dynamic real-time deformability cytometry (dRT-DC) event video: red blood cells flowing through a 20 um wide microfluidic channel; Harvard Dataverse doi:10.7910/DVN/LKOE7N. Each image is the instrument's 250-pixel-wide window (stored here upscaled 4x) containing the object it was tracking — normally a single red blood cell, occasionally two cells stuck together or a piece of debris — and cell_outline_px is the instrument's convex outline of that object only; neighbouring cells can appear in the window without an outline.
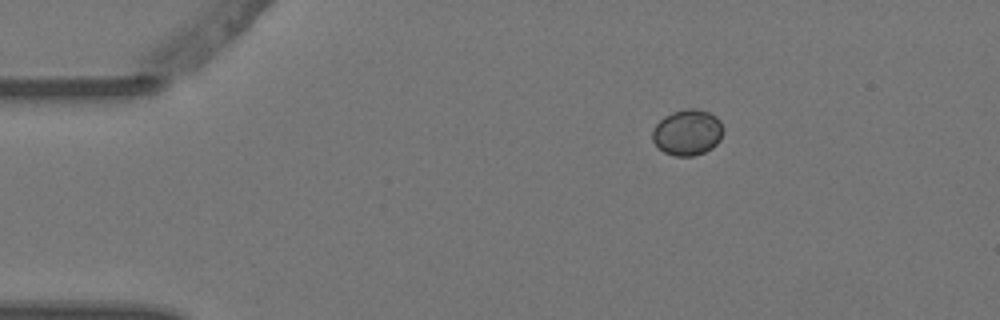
{"species": "Egyptian fruit bat (a non-hibernating species)", "species_latin": "Rousettus aegyptiacus", "temperature_condition": "warm", "stored_images_in_passage": 3, "camera_frame_rate_fps": 3000, "um_per_image_px": 0.085, "animal": {"sex": "female"}, "frame": {"image": 1, "passage_image": 1, "time_ms": 0.0, "image_size_px": [1000, 320], "cell_outline_px": [[724, 128], [720, 140], [712, 148], [704, 152], [692, 156], [676, 156], [664, 152], [652, 140], [652, 132], [656, 124], [664, 116], [672, 112], [688, 108], [692, 108], [708, 112], [716, 116], [720, 120]], "centroid_in_image_um": [58.45, 11.25], "position_along_channel_um": 26.6, "area_um2": 18.9}}